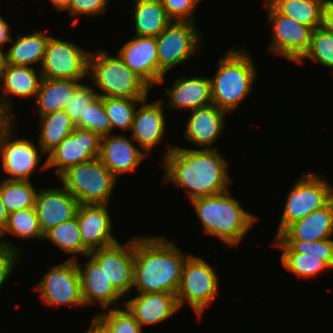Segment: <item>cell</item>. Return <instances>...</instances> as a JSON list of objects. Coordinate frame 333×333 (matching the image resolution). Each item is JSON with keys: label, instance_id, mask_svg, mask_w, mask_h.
I'll list each match as a JSON object with an SVG mask.
<instances>
[{"label": "cell", "instance_id": "6da1fadb", "mask_svg": "<svg viewBox=\"0 0 333 333\" xmlns=\"http://www.w3.org/2000/svg\"><path fill=\"white\" fill-rule=\"evenodd\" d=\"M163 154L164 183L185 188L188 198L217 195L230 190L233 183L228 163L218 149H187L167 145Z\"/></svg>", "mask_w": 333, "mask_h": 333}, {"label": "cell", "instance_id": "7a4b0ae2", "mask_svg": "<svg viewBox=\"0 0 333 333\" xmlns=\"http://www.w3.org/2000/svg\"><path fill=\"white\" fill-rule=\"evenodd\" d=\"M185 254L166 236H136L134 284L137 293L176 294L186 259Z\"/></svg>", "mask_w": 333, "mask_h": 333}, {"label": "cell", "instance_id": "3957f363", "mask_svg": "<svg viewBox=\"0 0 333 333\" xmlns=\"http://www.w3.org/2000/svg\"><path fill=\"white\" fill-rule=\"evenodd\" d=\"M196 216L200 219L203 233L215 236L227 247H236L259 220L245 211L231 191L191 200Z\"/></svg>", "mask_w": 333, "mask_h": 333}, {"label": "cell", "instance_id": "277c9868", "mask_svg": "<svg viewBox=\"0 0 333 333\" xmlns=\"http://www.w3.org/2000/svg\"><path fill=\"white\" fill-rule=\"evenodd\" d=\"M245 49H228L219 59L214 77H210L212 104L228 113L239 108L248 97L259 73Z\"/></svg>", "mask_w": 333, "mask_h": 333}, {"label": "cell", "instance_id": "5b68a950", "mask_svg": "<svg viewBox=\"0 0 333 333\" xmlns=\"http://www.w3.org/2000/svg\"><path fill=\"white\" fill-rule=\"evenodd\" d=\"M108 50L91 52L88 59V77L93 81L98 96L103 98H148L152 89L117 56ZM97 87V88H96Z\"/></svg>", "mask_w": 333, "mask_h": 333}, {"label": "cell", "instance_id": "8992f818", "mask_svg": "<svg viewBox=\"0 0 333 333\" xmlns=\"http://www.w3.org/2000/svg\"><path fill=\"white\" fill-rule=\"evenodd\" d=\"M59 180L79 204L108 205L118 179L94 158L68 168Z\"/></svg>", "mask_w": 333, "mask_h": 333}, {"label": "cell", "instance_id": "52a82bcc", "mask_svg": "<svg viewBox=\"0 0 333 333\" xmlns=\"http://www.w3.org/2000/svg\"><path fill=\"white\" fill-rule=\"evenodd\" d=\"M302 174L288 192L274 238L293 222L323 208L333 199V185L327 178L310 170Z\"/></svg>", "mask_w": 333, "mask_h": 333}, {"label": "cell", "instance_id": "ba28073f", "mask_svg": "<svg viewBox=\"0 0 333 333\" xmlns=\"http://www.w3.org/2000/svg\"><path fill=\"white\" fill-rule=\"evenodd\" d=\"M195 22L172 21L156 37L158 52V84L164 82L166 74L184 61L199 56L203 38ZM202 43V44H201ZM199 50V53L197 52ZM197 53V54H196Z\"/></svg>", "mask_w": 333, "mask_h": 333}, {"label": "cell", "instance_id": "9c48e42d", "mask_svg": "<svg viewBox=\"0 0 333 333\" xmlns=\"http://www.w3.org/2000/svg\"><path fill=\"white\" fill-rule=\"evenodd\" d=\"M219 276L205 258L190 255L183 266L178 290L176 292L179 308L185 303L195 311L197 317L217 298Z\"/></svg>", "mask_w": 333, "mask_h": 333}, {"label": "cell", "instance_id": "30bf717a", "mask_svg": "<svg viewBox=\"0 0 333 333\" xmlns=\"http://www.w3.org/2000/svg\"><path fill=\"white\" fill-rule=\"evenodd\" d=\"M14 119H6L0 125V160L3 171L8 175L5 180L31 181L41 155V147L29 139H14L16 128ZM40 151V152H39ZM10 175V176H9Z\"/></svg>", "mask_w": 333, "mask_h": 333}, {"label": "cell", "instance_id": "8fae6325", "mask_svg": "<svg viewBox=\"0 0 333 333\" xmlns=\"http://www.w3.org/2000/svg\"><path fill=\"white\" fill-rule=\"evenodd\" d=\"M263 6L268 10L267 23L272 27L268 50L296 64L309 48L313 29L280 14L267 0Z\"/></svg>", "mask_w": 333, "mask_h": 333}, {"label": "cell", "instance_id": "7c38bea8", "mask_svg": "<svg viewBox=\"0 0 333 333\" xmlns=\"http://www.w3.org/2000/svg\"><path fill=\"white\" fill-rule=\"evenodd\" d=\"M34 290L46 306H84L79 272L72 259L48 268L42 279L35 284Z\"/></svg>", "mask_w": 333, "mask_h": 333}, {"label": "cell", "instance_id": "4fadbf2b", "mask_svg": "<svg viewBox=\"0 0 333 333\" xmlns=\"http://www.w3.org/2000/svg\"><path fill=\"white\" fill-rule=\"evenodd\" d=\"M90 54L80 45L51 36L40 68L42 78L83 80L88 76Z\"/></svg>", "mask_w": 333, "mask_h": 333}, {"label": "cell", "instance_id": "5bb4252c", "mask_svg": "<svg viewBox=\"0 0 333 333\" xmlns=\"http://www.w3.org/2000/svg\"><path fill=\"white\" fill-rule=\"evenodd\" d=\"M101 136L95 132L75 128L59 145L47 154L40 170L54 168L59 177L68 168L99 158Z\"/></svg>", "mask_w": 333, "mask_h": 333}, {"label": "cell", "instance_id": "9a60e30c", "mask_svg": "<svg viewBox=\"0 0 333 333\" xmlns=\"http://www.w3.org/2000/svg\"><path fill=\"white\" fill-rule=\"evenodd\" d=\"M134 253L135 237L124 245L117 242L107 247L94 249L89 253L124 298L133 289Z\"/></svg>", "mask_w": 333, "mask_h": 333}, {"label": "cell", "instance_id": "2e32d148", "mask_svg": "<svg viewBox=\"0 0 333 333\" xmlns=\"http://www.w3.org/2000/svg\"><path fill=\"white\" fill-rule=\"evenodd\" d=\"M42 81L40 69L35 67L6 64L0 76L2 93L0 96V114L5 119H13L11 95L21 98H36ZM10 96V97H9Z\"/></svg>", "mask_w": 333, "mask_h": 333}, {"label": "cell", "instance_id": "e0dca14e", "mask_svg": "<svg viewBox=\"0 0 333 333\" xmlns=\"http://www.w3.org/2000/svg\"><path fill=\"white\" fill-rule=\"evenodd\" d=\"M88 261L83 267L75 260L79 272L81 293L84 306L96 304L102 307V310L110 308L122 307L120 299L124 298L112 285L104 271L99 267L98 263L90 256H86ZM112 306V307H111Z\"/></svg>", "mask_w": 333, "mask_h": 333}, {"label": "cell", "instance_id": "ac0fdd59", "mask_svg": "<svg viewBox=\"0 0 333 333\" xmlns=\"http://www.w3.org/2000/svg\"><path fill=\"white\" fill-rule=\"evenodd\" d=\"M147 99L136 109L130 136L148 156L162 141L167 123L163 99L150 103Z\"/></svg>", "mask_w": 333, "mask_h": 333}, {"label": "cell", "instance_id": "d6986e66", "mask_svg": "<svg viewBox=\"0 0 333 333\" xmlns=\"http://www.w3.org/2000/svg\"><path fill=\"white\" fill-rule=\"evenodd\" d=\"M188 112L183 138L198 146L197 149H217L213 144L221 136L226 124L225 116L229 113L214 104Z\"/></svg>", "mask_w": 333, "mask_h": 333}, {"label": "cell", "instance_id": "ffe728a7", "mask_svg": "<svg viewBox=\"0 0 333 333\" xmlns=\"http://www.w3.org/2000/svg\"><path fill=\"white\" fill-rule=\"evenodd\" d=\"M79 202L63 186L40 189L35 209L43 234L50 228L76 217Z\"/></svg>", "mask_w": 333, "mask_h": 333}, {"label": "cell", "instance_id": "44dd1931", "mask_svg": "<svg viewBox=\"0 0 333 333\" xmlns=\"http://www.w3.org/2000/svg\"><path fill=\"white\" fill-rule=\"evenodd\" d=\"M108 205L79 204L77 219L83 244L90 250L113 245L118 241L112 234Z\"/></svg>", "mask_w": 333, "mask_h": 333}, {"label": "cell", "instance_id": "7402d4cb", "mask_svg": "<svg viewBox=\"0 0 333 333\" xmlns=\"http://www.w3.org/2000/svg\"><path fill=\"white\" fill-rule=\"evenodd\" d=\"M129 137L112 133L101 138L99 159L117 179L120 174L134 171L147 157Z\"/></svg>", "mask_w": 333, "mask_h": 333}, {"label": "cell", "instance_id": "603a6c76", "mask_svg": "<svg viewBox=\"0 0 333 333\" xmlns=\"http://www.w3.org/2000/svg\"><path fill=\"white\" fill-rule=\"evenodd\" d=\"M123 62L151 88L158 85L157 41L153 37L134 35L118 51Z\"/></svg>", "mask_w": 333, "mask_h": 333}, {"label": "cell", "instance_id": "cb8c5ba5", "mask_svg": "<svg viewBox=\"0 0 333 333\" xmlns=\"http://www.w3.org/2000/svg\"><path fill=\"white\" fill-rule=\"evenodd\" d=\"M123 302V307L127 308L142 328L167 321L180 309L176 294L168 292L138 293Z\"/></svg>", "mask_w": 333, "mask_h": 333}, {"label": "cell", "instance_id": "d4e9b609", "mask_svg": "<svg viewBox=\"0 0 333 333\" xmlns=\"http://www.w3.org/2000/svg\"><path fill=\"white\" fill-rule=\"evenodd\" d=\"M165 93L169 99L165 107L172 109L192 111L212 104L211 79L203 75L178 77Z\"/></svg>", "mask_w": 333, "mask_h": 333}, {"label": "cell", "instance_id": "484cf974", "mask_svg": "<svg viewBox=\"0 0 333 333\" xmlns=\"http://www.w3.org/2000/svg\"><path fill=\"white\" fill-rule=\"evenodd\" d=\"M333 199L323 208L290 224L273 240L317 241L333 236Z\"/></svg>", "mask_w": 333, "mask_h": 333}, {"label": "cell", "instance_id": "4316f807", "mask_svg": "<svg viewBox=\"0 0 333 333\" xmlns=\"http://www.w3.org/2000/svg\"><path fill=\"white\" fill-rule=\"evenodd\" d=\"M51 36L39 30L30 34H20L15 41L12 37L10 42L13 44L5 51L6 64L35 67L34 64L39 63L41 67Z\"/></svg>", "mask_w": 333, "mask_h": 333}, {"label": "cell", "instance_id": "83f0119b", "mask_svg": "<svg viewBox=\"0 0 333 333\" xmlns=\"http://www.w3.org/2000/svg\"><path fill=\"white\" fill-rule=\"evenodd\" d=\"M82 83L83 80L42 78L35 98L39 117L55 111L64 110L73 92Z\"/></svg>", "mask_w": 333, "mask_h": 333}, {"label": "cell", "instance_id": "f1b7e54d", "mask_svg": "<svg viewBox=\"0 0 333 333\" xmlns=\"http://www.w3.org/2000/svg\"><path fill=\"white\" fill-rule=\"evenodd\" d=\"M135 35L158 37L172 22L161 0H132Z\"/></svg>", "mask_w": 333, "mask_h": 333}, {"label": "cell", "instance_id": "f546056e", "mask_svg": "<svg viewBox=\"0 0 333 333\" xmlns=\"http://www.w3.org/2000/svg\"><path fill=\"white\" fill-rule=\"evenodd\" d=\"M16 235L23 240L42 239L44 234L40 228L37 212L34 208H26L9 213L6 225L0 231V243L5 244L17 251L19 247L5 239V236ZM6 240V241H5Z\"/></svg>", "mask_w": 333, "mask_h": 333}, {"label": "cell", "instance_id": "4dcf8cb0", "mask_svg": "<svg viewBox=\"0 0 333 333\" xmlns=\"http://www.w3.org/2000/svg\"><path fill=\"white\" fill-rule=\"evenodd\" d=\"M40 134L38 145L41 147L44 155L49 154L59 143L70 135L75 124L64 110L55 111L44 116H40Z\"/></svg>", "mask_w": 333, "mask_h": 333}, {"label": "cell", "instance_id": "1f68e13d", "mask_svg": "<svg viewBox=\"0 0 333 333\" xmlns=\"http://www.w3.org/2000/svg\"><path fill=\"white\" fill-rule=\"evenodd\" d=\"M280 14L310 26L321 27L322 15L327 0H267Z\"/></svg>", "mask_w": 333, "mask_h": 333}, {"label": "cell", "instance_id": "d6a6232c", "mask_svg": "<svg viewBox=\"0 0 333 333\" xmlns=\"http://www.w3.org/2000/svg\"><path fill=\"white\" fill-rule=\"evenodd\" d=\"M46 239L67 254H72L68 259L76 260L78 254L86 257L90 253L82 242L77 216L47 230L43 237V240Z\"/></svg>", "mask_w": 333, "mask_h": 333}, {"label": "cell", "instance_id": "836d02e7", "mask_svg": "<svg viewBox=\"0 0 333 333\" xmlns=\"http://www.w3.org/2000/svg\"><path fill=\"white\" fill-rule=\"evenodd\" d=\"M32 181H9L0 182V196L8 213L16 210L34 208L37 194Z\"/></svg>", "mask_w": 333, "mask_h": 333}, {"label": "cell", "instance_id": "e575fe53", "mask_svg": "<svg viewBox=\"0 0 333 333\" xmlns=\"http://www.w3.org/2000/svg\"><path fill=\"white\" fill-rule=\"evenodd\" d=\"M272 246L282 250L283 253L323 257V261L333 270V240L331 238L317 241L272 240Z\"/></svg>", "mask_w": 333, "mask_h": 333}, {"label": "cell", "instance_id": "d590c367", "mask_svg": "<svg viewBox=\"0 0 333 333\" xmlns=\"http://www.w3.org/2000/svg\"><path fill=\"white\" fill-rule=\"evenodd\" d=\"M146 98H104V110L110 119L112 132L114 128H120L123 131H131L136 105Z\"/></svg>", "mask_w": 333, "mask_h": 333}, {"label": "cell", "instance_id": "8d00e7d4", "mask_svg": "<svg viewBox=\"0 0 333 333\" xmlns=\"http://www.w3.org/2000/svg\"><path fill=\"white\" fill-rule=\"evenodd\" d=\"M306 59L317 64L331 68L333 71V34L323 28H315L311 35L309 48L303 57L296 63L301 65Z\"/></svg>", "mask_w": 333, "mask_h": 333}, {"label": "cell", "instance_id": "74e56055", "mask_svg": "<svg viewBox=\"0 0 333 333\" xmlns=\"http://www.w3.org/2000/svg\"><path fill=\"white\" fill-rule=\"evenodd\" d=\"M280 257L283 267L298 279L310 280L326 270H332L323 257L302 256L300 253H282Z\"/></svg>", "mask_w": 333, "mask_h": 333}, {"label": "cell", "instance_id": "f35d334b", "mask_svg": "<svg viewBox=\"0 0 333 333\" xmlns=\"http://www.w3.org/2000/svg\"><path fill=\"white\" fill-rule=\"evenodd\" d=\"M76 128L89 130L101 137L112 132V125L104 110V98L96 96L87 106L84 115L75 124Z\"/></svg>", "mask_w": 333, "mask_h": 333}, {"label": "cell", "instance_id": "ab89813d", "mask_svg": "<svg viewBox=\"0 0 333 333\" xmlns=\"http://www.w3.org/2000/svg\"><path fill=\"white\" fill-rule=\"evenodd\" d=\"M96 315L109 327L111 333H143V328L127 308H109Z\"/></svg>", "mask_w": 333, "mask_h": 333}, {"label": "cell", "instance_id": "60d3db41", "mask_svg": "<svg viewBox=\"0 0 333 333\" xmlns=\"http://www.w3.org/2000/svg\"><path fill=\"white\" fill-rule=\"evenodd\" d=\"M96 96L97 92L95 88L84 83L73 92L64 111L69 115L74 124L80 120L81 115H84L87 106Z\"/></svg>", "mask_w": 333, "mask_h": 333}, {"label": "cell", "instance_id": "b9f144b4", "mask_svg": "<svg viewBox=\"0 0 333 333\" xmlns=\"http://www.w3.org/2000/svg\"><path fill=\"white\" fill-rule=\"evenodd\" d=\"M109 0H71L69 9L66 11L74 16L70 25L74 27L77 24L78 16H97L105 13Z\"/></svg>", "mask_w": 333, "mask_h": 333}, {"label": "cell", "instance_id": "7bdbcfd3", "mask_svg": "<svg viewBox=\"0 0 333 333\" xmlns=\"http://www.w3.org/2000/svg\"><path fill=\"white\" fill-rule=\"evenodd\" d=\"M201 0H161L163 7L172 21H194L196 7Z\"/></svg>", "mask_w": 333, "mask_h": 333}, {"label": "cell", "instance_id": "ee69618b", "mask_svg": "<svg viewBox=\"0 0 333 333\" xmlns=\"http://www.w3.org/2000/svg\"><path fill=\"white\" fill-rule=\"evenodd\" d=\"M21 252L0 243V288L11 276L16 264L20 263Z\"/></svg>", "mask_w": 333, "mask_h": 333}, {"label": "cell", "instance_id": "f6af8a7d", "mask_svg": "<svg viewBox=\"0 0 333 333\" xmlns=\"http://www.w3.org/2000/svg\"><path fill=\"white\" fill-rule=\"evenodd\" d=\"M321 28L333 34V0H327L325 3Z\"/></svg>", "mask_w": 333, "mask_h": 333}, {"label": "cell", "instance_id": "bcb514c9", "mask_svg": "<svg viewBox=\"0 0 333 333\" xmlns=\"http://www.w3.org/2000/svg\"><path fill=\"white\" fill-rule=\"evenodd\" d=\"M11 26L10 24L6 21V19L0 15V48H4L6 43L12 40L11 37Z\"/></svg>", "mask_w": 333, "mask_h": 333}, {"label": "cell", "instance_id": "7dc6e473", "mask_svg": "<svg viewBox=\"0 0 333 333\" xmlns=\"http://www.w3.org/2000/svg\"><path fill=\"white\" fill-rule=\"evenodd\" d=\"M84 333H111V331L97 315H94L90 326Z\"/></svg>", "mask_w": 333, "mask_h": 333}, {"label": "cell", "instance_id": "c3c4849f", "mask_svg": "<svg viewBox=\"0 0 333 333\" xmlns=\"http://www.w3.org/2000/svg\"><path fill=\"white\" fill-rule=\"evenodd\" d=\"M51 4L53 5L54 9L59 11H67L70 6L71 0H49Z\"/></svg>", "mask_w": 333, "mask_h": 333}, {"label": "cell", "instance_id": "681fc988", "mask_svg": "<svg viewBox=\"0 0 333 333\" xmlns=\"http://www.w3.org/2000/svg\"><path fill=\"white\" fill-rule=\"evenodd\" d=\"M8 211L5 208V206L2 203L1 196H0V231L3 229V227L6 225L8 220Z\"/></svg>", "mask_w": 333, "mask_h": 333}, {"label": "cell", "instance_id": "f907efd6", "mask_svg": "<svg viewBox=\"0 0 333 333\" xmlns=\"http://www.w3.org/2000/svg\"><path fill=\"white\" fill-rule=\"evenodd\" d=\"M5 66H6L5 49L0 48V76H1V73L4 70Z\"/></svg>", "mask_w": 333, "mask_h": 333}, {"label": "cell", "instance_id": "816d5d0a", "mask_svg": "<svg viewBox=\"0 0 333 333\" xmlns=\"http://www.w3.org/2000/svg\"><path fill=\"white\" fill-rule=\"evenodd\" d=\"M6 119L0 114V125L5 121Z\"/></svg>", "mask_w": 333, "mask_h": 333}]
</instances>
